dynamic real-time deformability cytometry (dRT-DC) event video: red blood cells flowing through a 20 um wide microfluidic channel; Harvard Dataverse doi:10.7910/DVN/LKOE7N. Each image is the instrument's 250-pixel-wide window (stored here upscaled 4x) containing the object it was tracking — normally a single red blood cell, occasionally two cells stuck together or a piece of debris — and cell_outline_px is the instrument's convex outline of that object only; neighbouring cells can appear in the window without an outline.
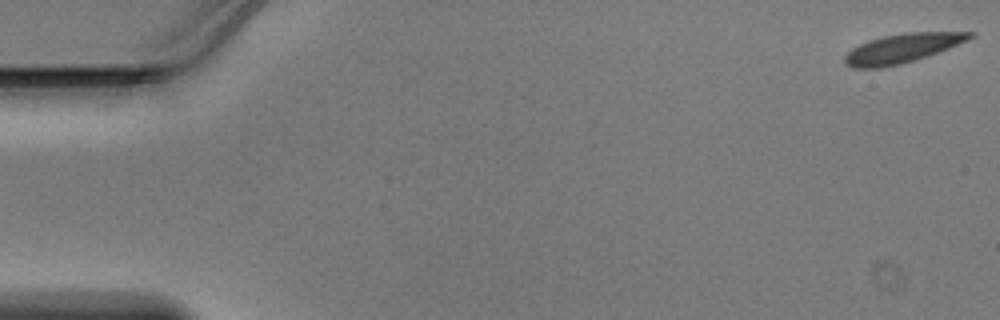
{"species": "Egyptian fruit bat (a non-hibernating species)", "species_latin": "Rousettus aegyptiacus", "temperature_condition": "warm", "stored_images_in_passage": 11, "camera_frame_rate_fps": 3000, "um_per_image_px": 0.085, "animal": {"sex": "male"}, "frame": {"image": 1, "passage_image": 1, "time_ms": 0.0, "image_size_px": [1000, 320], "cell_outline_px": [[976, 32], [968, 40], [948, 48], [900, 64], [880, 68], [852, 68], [844, 64], [844, 56], [852, 48], [868, 40], [884, 36], [908, 32]], "centroid_in_image_um": [76.62, 4.11], "position_along_channel_um": 8.4, "area_um2": 20.87}}